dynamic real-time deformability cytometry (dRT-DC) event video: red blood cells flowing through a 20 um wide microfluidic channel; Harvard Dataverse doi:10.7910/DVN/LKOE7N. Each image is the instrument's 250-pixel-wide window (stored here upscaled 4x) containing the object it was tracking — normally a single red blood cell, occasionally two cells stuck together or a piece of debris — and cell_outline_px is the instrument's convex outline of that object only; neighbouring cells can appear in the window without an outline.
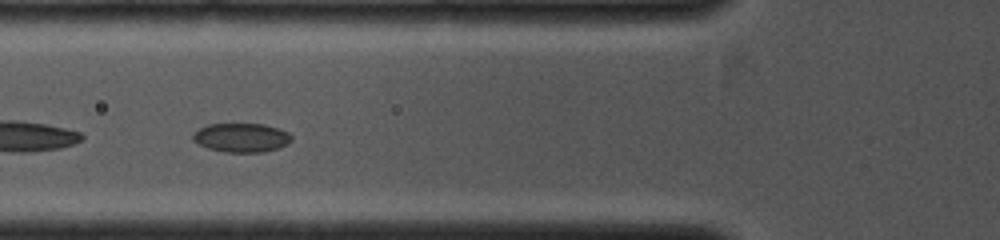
{"species": "common noctule bat (a hibernating species)", "species_latin": "Nyctalus noctula", "temperature_condition": "cold", "stored_images_in_passage": 8, "camera_frame_rate_fps": 4000, "um_per_image_px": 0.085, "animal": {"sex": "female", "body_mass_g": 19.0, "forearm_length_mm": 53.3}, "frame": {"image": 1, "passage_image": 4, "time_ms": 0.75, "image_size_px": [1000, 240], "cell_outline_px": [[292, 140], [288, 144], [276, 148], [260, 152], [224, 152], [208, 148], [192, 140], [192, 132], [208, 124], [264, 124], [280, 128], [288, 132], [292, 136]], "centroid_in_image_um": [20.52, 11.69], "position_along_channel_um": 105.3, "area_um2": 16.7}}